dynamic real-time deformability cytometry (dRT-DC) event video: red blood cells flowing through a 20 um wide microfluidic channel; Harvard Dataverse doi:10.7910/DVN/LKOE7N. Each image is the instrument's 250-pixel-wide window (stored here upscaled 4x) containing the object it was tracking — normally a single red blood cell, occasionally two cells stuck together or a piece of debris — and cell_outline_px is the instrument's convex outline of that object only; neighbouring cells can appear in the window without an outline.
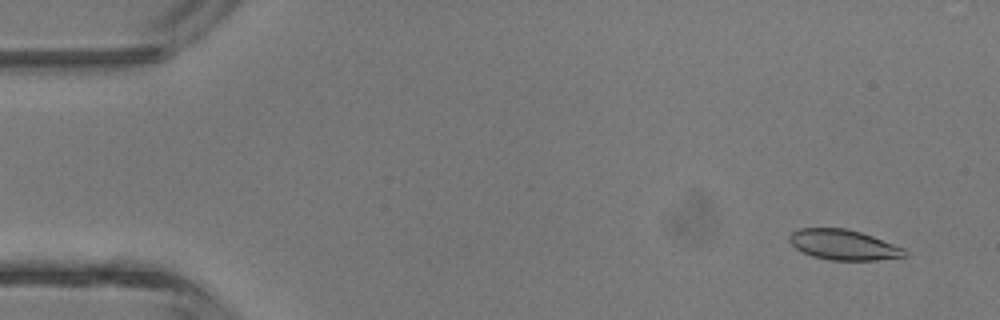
{"species": "common noctule bat (a hibernating species)", "species_latin": "Nyctalus noctula", "temperature_condition": "room temperature", "stored_images_in_passage": 4, "camera_frame_rate_fps": 3000, "um_per_image_px": 0.085, "animal": {"sex": "male", "body_mass_g": 13.3}, "frame": {"image": 1, "passage_image": 1, "time_ms": 0.0, "image_size_px": [1000, 320], "cell_outline_px": [[908, 252], [904, 256], [876, 260], [832, 260], [812, 256], [796, 248], [788, 240], [788, 236], [792, 232], [800, 228], [844, 228], [860, 232], [872, 236], [904, 248]], "centroid_in_image_um": [71.68, 20.8], "position_along_channel_um": 13.3, "area_um2": 20.11}}